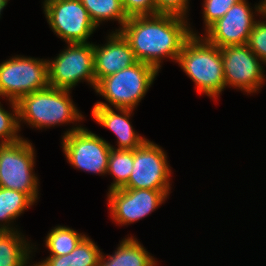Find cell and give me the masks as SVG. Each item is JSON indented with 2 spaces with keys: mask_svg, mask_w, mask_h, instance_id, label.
<instances>
[{
  "mask_svg": "<svg viewBox=\"0 0 266 266\" xmlns=\"http://www.w3.org/2000/svg\"><path fill=\"white\" fill-rule=\"evenodd\" d=\"M185 18L163 13L132 16L117 31L127 39L137 61L159 71L162 57L177 61L186 41L197 35L190 30Z\"/></svg>",
  "mask_w": 266,
  "mask_h": 266,
  "instance_id": "6da1fadb",
  "label": "cell"
},
{
  "mask_svg": "<svg viewBox=\"0 0 266 266\" xmlns=\"http://www.w3.org/2000/svg\"><path fill=\"white\" fill-rule=\"evenodd\" d=\"M195 82L197 91L216 99L225 88L221 49L205 38L192 35L184 44L177 61Z\"/></svg>",
  "mask_w": 266,
  "mask_h": 266,
  "instance_id": "7a4b0ae2",
  "label": "cell"
},
{
  "mask_svg": "<svg viewBox=\"0 0 266 266\" xmlns=\"http://www.w3.org/2000/svg\"><path fill=\"white\" fill-rule=\"evenodd\" d=\"M70 90L48 86L24 95L18 102V117L32 127L44 128L82 120L69 95Z\"/></svg>",
  "mask_w": 266,
  "mask_h": 266,
  "instance_id": "3957f363",
  "label": "cell"
},
{
  "mask_svg": "<svg viewBox=\"0 0 266 266\" xmlns=\"http://www.w3.org/2000/svg\"><path fill=\"white\" fill-rule=\"evenodd\" d=\"M158 71L143 62L102 78L95 91L117 108L133 109L145 96Z\"/></svg>",
  "mask_w": 266,
  "mask_h": 266,
  "instance_id": "277c9868",
  "label": "cell"
},
{
  "mask_svg": "<svg viewBox=\"0 0 266 266\" xmlns=\"http://www.w3.org/2000/svg\"><path fill=\"white\" fill-rule=\"evenodd\" d=\"M34 148L23 138L14 143L0 144V187L38 199V178L33 174Z\"/></svg>",
  "mask_w": 266,
  "mask_h": 266,
  "instance_id": "5b68a950",
  "label": "cell"
},
{
  "mask_svg": "<svg viewBox=\"0 0 266 266\" xmlns=\"http://www.w3.org/2000/svg\"><path fill=\"white\" fill-rule=\"evenodd\" d=\"M48 62L49 86L71 90L80 80H86L95 89L94 44L68 43V48Z\"/></svg>",
  "mask_w": 266,
  "mask_h": 266,
  "instance_id": "8992f818",
  "label": "cell"
},
{
  "mask_svg": "<svg viewBox=\"0 0 266 266\" xmlns=\"http://www.w3.org/2000/svg\"><path fill=\"white\" fill-rule=\"evenodd\" d=\"M47 61L17 56L0 64V96L18 102L24 95L48 87Z\"/></svg>",
  "mask_w": 266,
  "mask_h": 266,
  "instance_id": "52a82bcc",
  "label": "cell"
},
{
  "mask_svg": "<svg viewBox=\"0 0 266 266\" xmlns=\"http://www.w3.org/2000/svg\"><path fill=\"white\" fill-rule=\"evenodd\" d=\"M63 152L75 168L106 174L112 146L85 128L75 127L64 133Z\"/></svg>",
  "mask_w": 266,
  "mask_h": 266,
  "instance_id": "ba28073f",
  "label": "cell"
},
{
  "mask_svg": "<svg viewBox=\"0 0 266 266\" xmlns=\"http://www.w3.org/2000/svg\"><path fill=\"white\" fill-rule=\"evenodd\" d=\"M44 12L51 29L67 43H88L97 28L80 0H45Z\"/></svg>",
  "mask_w": 266,
  "mask_h": 266,
  "instance_id": "9c48e42d",
  "label": "cell"
},
{
  "mask_svg": "<svg viewBox=\"0 0 266 266\" xmlns=\"http://www.w3.org/2000/svg\"><path fill=\"white\" fill-rule=\"evenodd\" d=\"M171 169L164 150L146 140L133 150V168L128 183L123 188L131 189H170Z\"/></svg>",
  "mask_w": 266,
  "mask_h": 266,
  "instance_id": "30bf717a",
  "label": "cell"
},
{
  "mask_svg": "<svg viewBox=\"0 0 266 266\" xmlns=\"http://www.w3.org/2000/svg\"><path fill=\"white\" fill-rule=\"evenodd\" d=\"M225 86L232 85L248 93L256 92L264 83L261 61L247 44L222 47Z\"/></svg>",
  "mask_w": 266,
  "mask_h": 266,
  "instance_id": "8fae6325",
  "label": "cell"
},
{
  "mask_svg": "<svg viewBox=\"0 0 266 266\" xmlns=\"http://www.w3.org/2000/svg\"><path fill=\"white\" fill-rule=\"evenodd\" d=\"M170 190L120 188L109 191L110 213L118 224H130L153 212Z\"/></svg>",
  "mask_w": 266,
  "mask_h": 266,
  "instance_id": "7c38bea8",
  "label": "cell"
},
{
  "mask_svg": "<svg viewBox=\"0 0 266 266\" xmlns=\"http://www.w3.org/2000/svg\"><path fill=\"white\" fill-rule=\"evenodd\" d=\"M246 0L235 3L226 14L213 23L204 38L219 48L247 44L249 34L256 23L252 8Z\"/></svg>",
  "mask_w": 266,
  "mask_h": 266,
  "instance_id": "4fadbf2b",
  "label": "cell"
},
{
  "mask_svg": "<svg viewBox=\"0 0 266 266\" xmlns=\"http://www.w3.org/2000/svg\"><path fill=\"white\" fill-rule=\"evenodd\" d=\"M108 40V43H105L104 46L94 45L96 84L102 78L115 74L138 62L129 42L120 31L109 35Z\"/></svg>",
  "mask_w": 266,
  "mask_h": 266,
  "instance_id": "5bb4252c",
  "label": "cell"
},
{
  "mask_svg": "<svg viewBox=\"0 0 266 266\" xmlns=\"http://www.w3.org/2000/svg\"><path fill=\"white\" fill-rule=\"evenodd\" d=\"M117 110L121 114H117L108 104L97 102L93 106L92 116L98 124L115 133L118 138V150H134L140 147L147 139L136 134L129 122L133 109Z\"/></svg>",
  "mask_w": 266,
  "mask_h": 266,
  "instance_id": "9a60e30c",
  "label": "cell"
},
{
  "mask_svg": "<svg viewBox=\"0 0 266 266\" xmlns=\"http://www.w3.org/2000/svg\"><path fill=\"white\" fill-rule=\"evenodd\" d=\"M149 252L135 238L128 237L121 241L114 255L107 259L100 253L98 266H156L157 263Z\"/></svg>",
  "mask_w": 266,
  "mask_h": 266,
  "instance_id": "2e32d148",
  "label": "cell"
},
{
  "mask_svg": "<svg viewBox=\"0 0 266 266\" xmlns=\"http://www.w3.org/2000/svg\"><path fill=\"white\" fill-rule=\"evenodd\" d=\"M100 249L87 236L69 254L49 256L33 266H98Z\"/></svg>",
  "mask_w": 266,
  "mask_h": 266,
  "instance_id": "e0dca14e",
  "label": "cell"
},
{
  "mask_svg": "<svg viewBox=\"0 0 266 266\" xmlns=\"http://www.w3.org/2000/svg\"><path fill=\"white\" fill-rule=\"evenodd\" d=\"M16 230L0 231V266H27L30 244Z\"/></svg>",
  "mask_w": 266,
  "mask_h": 266,
  "instance_id": "ac0fdd59",
  "label": "cell"
},
{
  "mask_svg": "<svg viewBox=\"0 0 266 266\" xmlns=\"http://www.w3.org/2000/svg\"><path fill=\"white\" fill-rule=\"evenodd\" d=\"M35 203L27 194L13 189L0 187V231H10L11 220H15L24 210ZM8 225H5L7 224Z\"/></svg>",
  "mask_w": 266,
  "mask_h": 266,
  "instance_id": "d6986e66",
  "label": "cell"
},
{
  "mask_svg": "<svg viewBox=\"0 0 266 266\" xmlns=\"http://www.w3.org/2000/svg\"><path fill=\"white\" fill-rule=\"evenodd\" d=\"M86 8L96 27L105 20L116 19L120 25H124L128 16L124 11L121 0H80Z\"/></svg>",
  "mask_w": 266,
  "mask_h": 266,
  "instance_id": "ffe728a7",
  "label": "cell"
},
{
  "mask_svg": "<svg viewBox=\"0 0 266 266\" xmlns=\"http://www.w3.org/2000/svg\"><path fill=\"white\" fill-rule=\"evenodd\" d=\"M133 168V150H118L111 148L108 157L107 173L114 176L109 191L123 188L129 180Z\"/></svg>",
  "mask_w": 266,
  "mask_h": 266,
  "instance_id": "44dd1931",
  "label": "cell"
},
{
  "mask_svg": "<svg viewBox=\"0 0 266 266\" xmlns=\"http://www.w3.org/2000/svg\"><path fill=\"white\" fill-rule=\"evenodd\" d=\"M85 235L64 226H56L46 237V247L51 252L50 256H63L69 254Z\"/></svg>",
  "mask_w": 266,
  "mask_h": 266,
  "instance_id": "7402d4cb",
  "label": "cell"
},
{
  "mask_svg": "<svg viewBox=\"0 0 266 266\" xmlns=\"http://www.w3.org/2000/svg\"><path fill=\"white\" fill-rule=\"evenodd\" d=\"M258 13L266 16V0L255 6ZM247 45L256 56L266 64V21H256L254 24Z\"/></svg>",
  "mask_w": 266,
  "mask_h": 266,
  "instance_id": "603a6c76",
  "label": "cell"
},
{
  "mask_svg": "<svg viewBox=\"0 0 266 266\" xmlns=\"http://www.w3.org/2000/svg\"><path fill=\"white\" fill-rule=\"evenodd\" d=\"M12 105L13 113L5 111L0 105V144L14 143L22 139L17 135L20 129L17 102L9 100Z\"/></svg>",
  "mask_w": 266,
  "mask_h": 266,
  "instance_id": "cb8c5ba5",
  "label": "cell"
},
{
  "mask_svg": "<svg viewBox=\"0 0 266 266\" xmlns=\"http://www.w3.org/2000/svg\"><path fill=\"white\" fill-rule=\"evenodd\" d=\"M241 0H204L203 18L206 29L222 18L235 3Z\"/></svg>",
  "mask_w": 266,
  "mask_h": 266,
  "instance_id": "d4e9b609",
  "label": "cell"
},
{
  "mask_svg": "<svg viewBox=\"0 0 266 266\" xmlns=\"http://www.w3.org/2000/svg\"><path fill=\"white\" fill-rule=\"evenodd\" d=\"M125 13L128 17L156 15L154 0H121Z\"/></svg>",
  "mask_w": 266,
  "mask_h": 266,
  "instance_id": "484cf974",
  "label": "cell"
},
{
  "mask_svg": "<svg viewBox=\"0 0 266 266\" xmlns=\"http://www.w3.org/2000/svg\"><path fill=\"white\" fill-rule=\"evenodd\" d=\"M156 4V14H175L186 16L188 0H154Z\"/></svg>",
  "mask_w": 266,
  "mask_h": 266,
  "instance_id": "4316f807",
  "label": "cell"
},
{
  "mask_svg": "<svg viewBox=\"0 0 266 266\" xmlns=\"http://www.w3.org/2000/svg\"><path fill=\"white\" fill-rule=\"evenodd\" d=\"M8 0H0V15L3 8L7 5Z\"/></svg>",
  "mask_w": 266,
  "mask_h": 266,
  "instance_id": "83f0119b",
  "label": "cell"
}]
</instances>
